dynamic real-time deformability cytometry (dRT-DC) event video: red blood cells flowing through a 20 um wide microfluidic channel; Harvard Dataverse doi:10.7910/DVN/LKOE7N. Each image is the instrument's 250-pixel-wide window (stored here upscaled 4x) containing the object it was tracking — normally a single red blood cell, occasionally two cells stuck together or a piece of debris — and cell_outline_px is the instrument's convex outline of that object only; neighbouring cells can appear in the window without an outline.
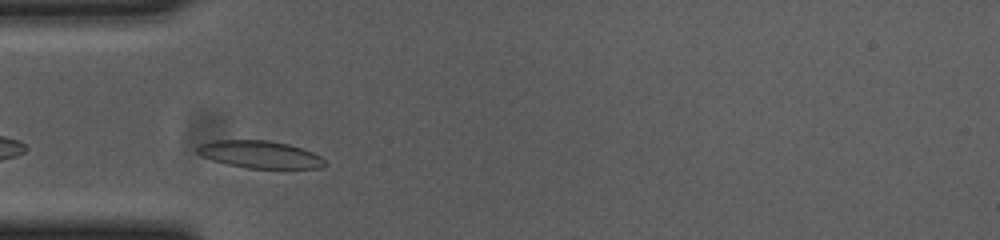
{"species": "common noctule bat (a hibernating species)", "species_latin": "Nyctalus noctula", "temperature_condition": "cold", "stored_images_in_passage": 30, "camera_frame_rate_fps": 3000, "um_per_image_px": 0.085, "animal": {"sex": "female", "body_mass_g": 23.0, "forearm_length_mm": 53.4}, "frame": {"image": 1, "passage_image": 3, "time_ms": 0.667, "image_size_px": [1000, 240], "cell_outline_px": [[324, 164], [320, 168], [248, 168], [228, 164], [212, 160], [196, 152], [196, 148], [200, 144], [212, 140], [268, 140], [288, 144], [312, 152], [320, 156], [324, 160]], "centroid_in_image_um": [22.05, 13.12], "position_along_channel_um": 62.9, "area_um2": 20.11}}
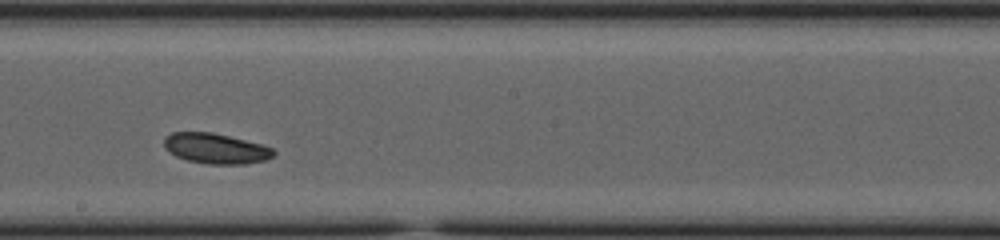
{"frame": {"image": 2, "passage_image": 17, "time_ms": 5.333, "image_size_px": [1000, 240], "cell_outline_px": [[276, 152], [272, 156], [264, 160], [244, 164], [208, 164], [188, 160], [176, 156], [168, 152], [164, 148], [164, 136], [172, 132], [212, 132], [260, 144], [272, 148]], "centroid_in_image_um": [18.28, 12.62], "position_along_channel_um": 229.9, "area_um2": 19.25}}
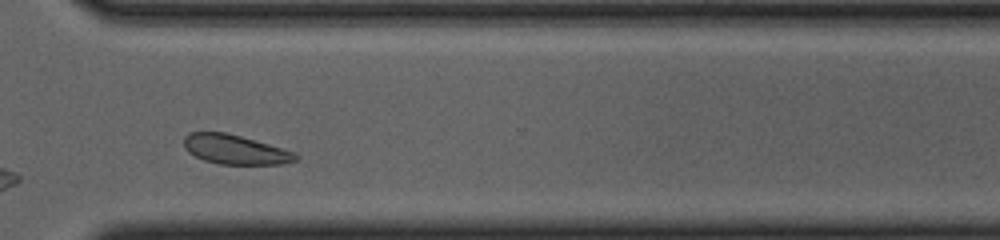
{"frame": {"image": 3, "passage_image": 27, "time_ms": 8.667, "image_size_px": [1000, 240], "cell_outline_px": [[300, 156], [296, 160], [284, 164], [220, 164], [204, 160], [188, 152], [184, 148], [184, 136], [188, 132], [224, 132], [240, 136], [268, 144], [292, 152]], "centroid_in_image_um": [19.94, 12.71], "position_along_channel_um": 350.7, "area_um2": 18.96}, "authors_computed_cell_mechanics": {"area_um2": 19.3919, "velocity_mm_per_s": 3.6064, "shape_relaxation_time_tau1_ms": 2.2475, "shape_relaxation_time_tau2_ms": 6.8399, "deformation_change_tau1": 0.1087, "deformation_change_tau2": 0.0929}}